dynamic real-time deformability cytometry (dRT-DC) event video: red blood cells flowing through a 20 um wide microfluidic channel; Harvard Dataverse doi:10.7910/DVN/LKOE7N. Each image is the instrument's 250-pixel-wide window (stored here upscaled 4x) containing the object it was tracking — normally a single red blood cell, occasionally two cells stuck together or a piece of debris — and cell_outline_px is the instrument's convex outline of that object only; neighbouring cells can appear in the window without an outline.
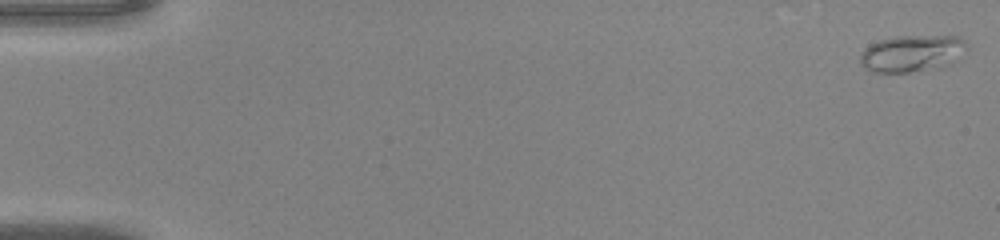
{"species": "common noctule bat (a hibernating species)", "species_latin": "Nyctalus noctula", "temperature_condition": "warm", "stored_images_in_passage": 47, "camera_frame_rate_fps": 3000, "um_per_image_px": 0.085, "animal": {"sex": "male", "body_mass_g": 20.0, "forearm_length_mm": 53.3}, "frame": {"image": 1, "passage_image": 1, "time_ms": 0.0, "image_size_px": [1000, 240], "cell_outline_px": [[968, 48], [960, 60], [952, 64], [940, 68], [908, 72], [872, 72], [864, 68], [860, 64], [860, 52], [868, 44], [880, 40], [896, 36], [960, 36], [968, 44]], "centroid_in_image_um": [77.56, 4.54], "position_along_channel_um": 7.4, "area_um2": 23.52}}
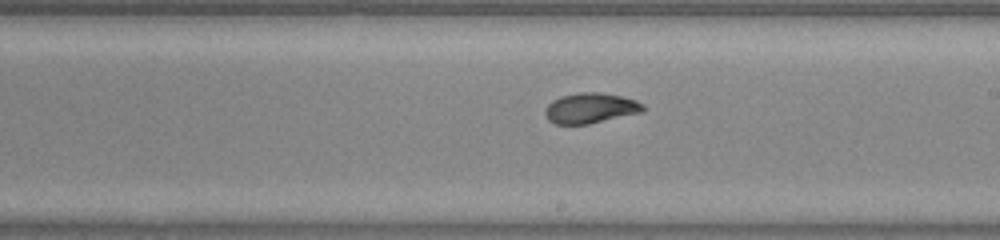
{"frame": {"image": 2, "passage_image": 28, "time_ms": 9.0, "image_size_px": [1000, 240], "cell_outline_px": [[644, 112], [588, 124], [556, 124], [548, 120], [544, 112], [548, 104], [552, 100], [560, 96], [580, 92], [600, 92], [620, 96], [636, 100], [644, 104]], "centroid_in_image_um": [50.2, 9.19], "position_along_channel_um": 238.8, "area_um2": 17.4}}
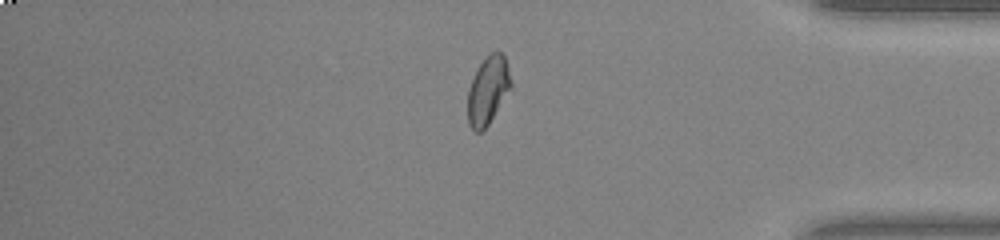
{"frame": {"image": 3, "passage_image": 40, "time_ms": 13.0, "image_size_px": [1000, 240], "cell_outline_px": [[512, 88], [488, 124], [480, 132], [476, 132], [468, 124], [468, 88], [476, 68], [492, 52], [500, 52], [504, 56], [508, 64], [512, 84]], "centroid_in_image_um": [41.48, 7.67], "position_along_channel_um": 393.7, "area_um2": 17.11}}